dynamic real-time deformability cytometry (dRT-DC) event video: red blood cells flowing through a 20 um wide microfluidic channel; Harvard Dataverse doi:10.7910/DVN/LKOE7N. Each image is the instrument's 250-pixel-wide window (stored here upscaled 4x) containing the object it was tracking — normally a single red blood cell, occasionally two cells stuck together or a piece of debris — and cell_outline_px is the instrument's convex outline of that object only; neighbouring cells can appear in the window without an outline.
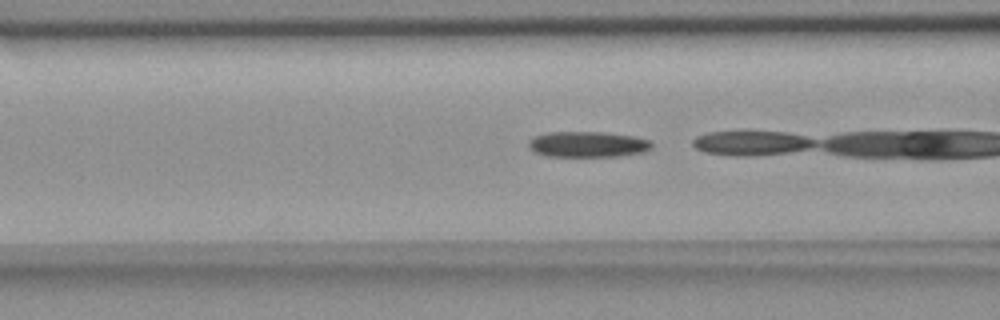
{"species": "common noctule bat (a hibernating species)", "species_latin": "Nyctalus noctula", "temperature_condition": "room temperature", "stored_images_in_passage": 24, "camera_frame_rate_fps": 3000, "um_per_image_px": 0.085, "animal": {"sex": "female", "body_mass_g": 18.4}, "frame": {"image": 1, "passage_image": 15, "time_ms": 4.667, "image_size_px": [1000, 320], "cell_outline_px": [[652, 148], [644, 152], [620, 156], [544, 156], [528, 148], [528, 140], [536, 136], [548, 132], [604, 132], [636, 136], [652, 140]], "centroid_in_image_um": [49.99, 12.26], "position_along_channel_um": 116.6, "area_um2": 18.67}}